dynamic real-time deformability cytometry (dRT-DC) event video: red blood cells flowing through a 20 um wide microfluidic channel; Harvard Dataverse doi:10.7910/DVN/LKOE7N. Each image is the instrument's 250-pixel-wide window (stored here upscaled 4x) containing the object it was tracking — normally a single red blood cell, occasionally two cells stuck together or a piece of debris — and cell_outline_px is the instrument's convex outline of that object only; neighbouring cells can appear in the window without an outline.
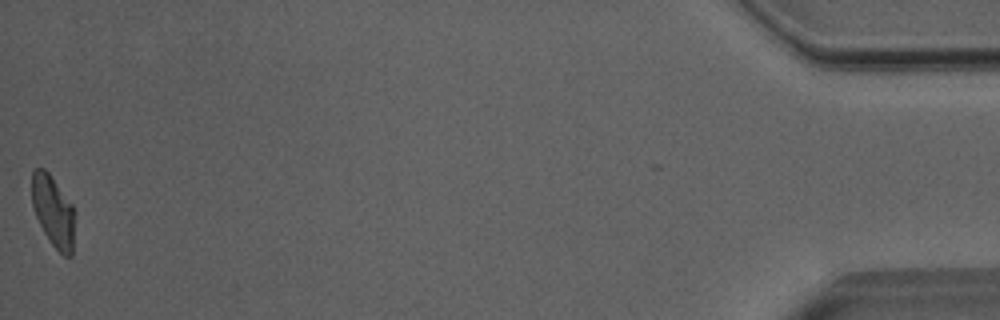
{"species": "Egyptian fruit bat (a non-hibernating species)", "species_latin": "Rousettus aegyptiacus", "temperature_condition": "room temperature", "stored_images_in_passage": 40, "camera_frame_rate_fps": 3000, "um_per_image_px": 0.085, "animal": {"sex": "male"}, "frame": {"image": 1, "passage_image": 40, "time_ms": 13.0, "image_size_px": [1000, 320], "cell_outline_px": [[76, 212], [72, 256], [64, 256], [52, 244], [44, 232], [36, 216], [32, 204], [32, 172], [36, 168], [44, 168], [48, 172], [72, 204]], "centroid_in_image_um": [4.55, 17.97], "position_along_channel_um": 430.6, "area_um2": 17.86}, "authors_computed_cell_mechanics": {"area_um2": 19.074, "velocity_mm_per_s": 4.023, "shape_relaxation_time_tau1_ms": 4.9715, "shape_relaxation_time_tau2_ms": 2.1758, "deformation_change_tau1": 0.1625, "deformation_change_tau2": 0.09}}